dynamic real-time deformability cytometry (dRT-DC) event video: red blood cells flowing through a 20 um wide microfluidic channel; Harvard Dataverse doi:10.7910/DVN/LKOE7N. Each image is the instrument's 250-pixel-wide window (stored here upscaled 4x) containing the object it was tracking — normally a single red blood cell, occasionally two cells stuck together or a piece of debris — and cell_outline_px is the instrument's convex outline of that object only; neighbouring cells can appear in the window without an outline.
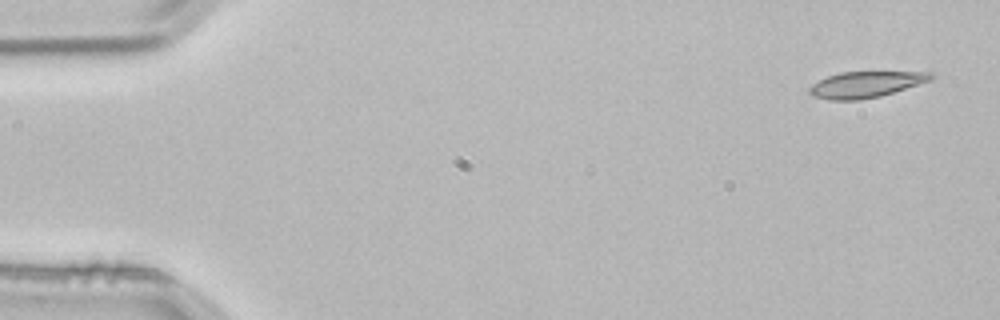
{"species": "common noctule bat (a hibernating species)", "species_latin": "Nyctalus noctula", "temperature_condition": "room temperature", "stored_images_in_passage": 3, "camera_frame_rate_fps": 3000, "um_per_image_px": 0.085, "animal": {"sex": "male", "body_mass_g": 21.5, "forearm_length_mm": 52.0}, "frame": {"image": 1, "passage_image": 1, "time_ms": 0.0, "image_size_px": [1000, 320], "cell_outline_px": [[936, 76], [928, 80], [880, 96], [860, 100], [828, 100], [812, 96], [808, 92], [808, 88], [812, 84], [828, 76], [840, 72], [932, 72]], "centroid_in_image_um": [73.51, 7.18], "position_along_channel_um": 11.5, "area_um2": 18.21}}